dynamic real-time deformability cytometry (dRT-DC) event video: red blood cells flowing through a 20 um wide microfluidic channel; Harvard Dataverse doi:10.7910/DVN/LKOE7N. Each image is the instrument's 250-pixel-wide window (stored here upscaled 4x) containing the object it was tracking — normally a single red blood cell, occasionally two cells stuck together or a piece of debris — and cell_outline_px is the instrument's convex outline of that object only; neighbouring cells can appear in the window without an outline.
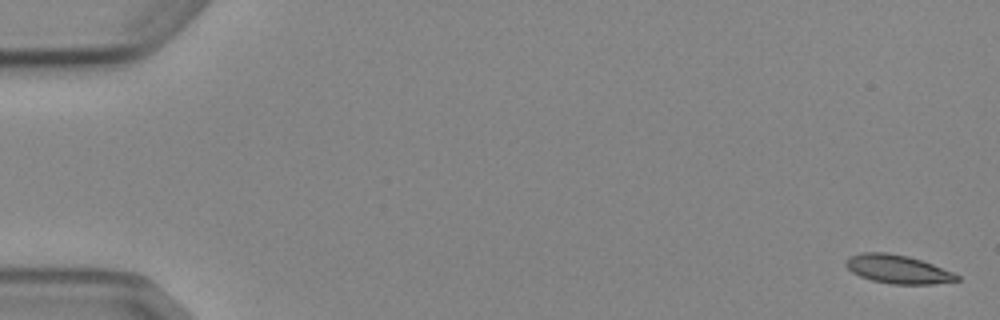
{"species": "Egyptian fruit bat (a non-hibernating species)", "species_latin": "Rousettus aegyptiacus", "temperature_condition": "cold", "stored_images_in_passage": 6, "camera_frame_rate_fps": 3000, "um_per_image_px": 0.085, "animal": {"sex": "female"}, "frame": {"image": 1, "passage_image": 1, "time_ms": 0.0, "image_size_px": [1000, 320], "cell_outline_px": [[960, 280], [932, 284], [892, 284], [872, 280], [860, 276], [852, 272], [844, 264], [844, 260], [848, 256], [860, 252], [888, 252], [908, 256], [932, 264], [952, 272], [960, 276]], "centroid_in_image_um": [76.26, 22.87], "position_along_channel_um": 8.7, "area_um2": 18.5}}
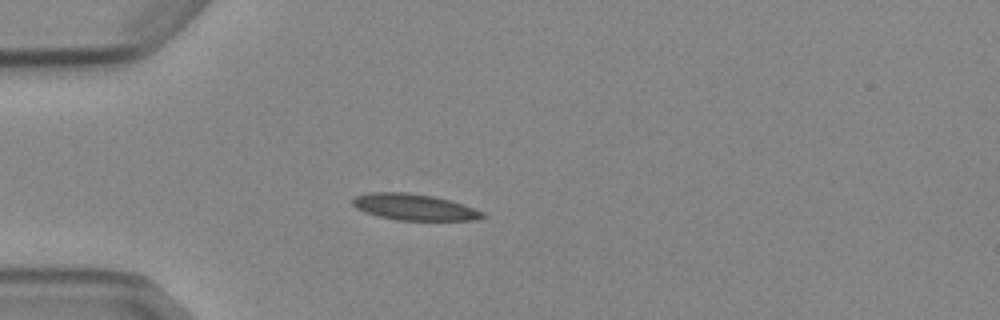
{"frame": {"image": 2, "passage_image": 5, "time_ms": 4.667, "image_size_px": [1000, 320], "cell_outline_px": [[484, 216], [476, 220], [396, 220], [380, 216], [356, 208], [352, 204], [352, 200], [356, 196], [368, 192], [408, 192], [432, 196], [448, 200], [484, 212]], "centroid_in_image_um": [35.17, 17.59], "position_along_channel_um": 49.8, "area_um2": 19.54}}